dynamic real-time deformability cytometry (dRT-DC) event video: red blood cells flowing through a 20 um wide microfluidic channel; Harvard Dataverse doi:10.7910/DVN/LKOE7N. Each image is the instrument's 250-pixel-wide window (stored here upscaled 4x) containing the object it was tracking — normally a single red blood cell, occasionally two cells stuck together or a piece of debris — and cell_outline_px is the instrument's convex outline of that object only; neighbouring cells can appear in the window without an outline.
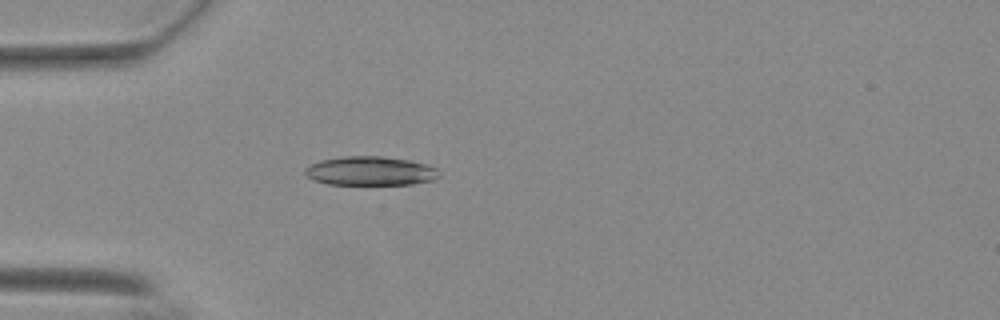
{"species": "Egyptian fruit bat (a non-hibernating species)", "species_latin": "Rousettus aegyptiacus", "temperature_condition": "warm", "stored_images_in_passage": 56, "camera_frame_rate_fps": 3000, "um_per_image_px": 0.085, "animal": {"sex": "female"}, "frame": {"image": 1, "passage_image": 17, "time_ms": 5.333, "image_size_px": [1000, 320], "cell_outline_px": [[440, 176], [432, 180], [412, 184], [328, 184], [312, 180], [304, 172], [304, 168], [312, 164], [324, 160], [344, 156], [380, 156], [408, 160], [428, 164], [436, 168], [440, 172]], "centroid_in_image_um": [31.5, 14.53], "position_along_channel_um": 53.5, "area_um2": 22.54}}
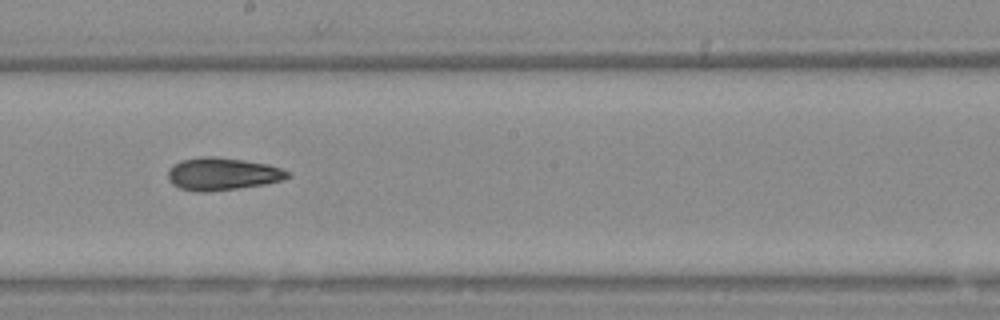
{"frame": {"image": 2, "passage_image": 32, "time_ms": 10.333, "image_size_px": [1000, 320], "cell_outline_px": [[292, 176], [284, 180], [264, 184], [236, 188], [204, 192], [196, 192], [180, 188], [172, 184], [168, 180], [168, 168], [172, 164], [180, 160], [200, 156], [212, 156], [244, 160], [268, 164], [280, 168], [288, 172]], "centroid_in_image_um": [18.87, 14.77], "position_along_channel_um": 229.3, "area_um2": 22.83}}
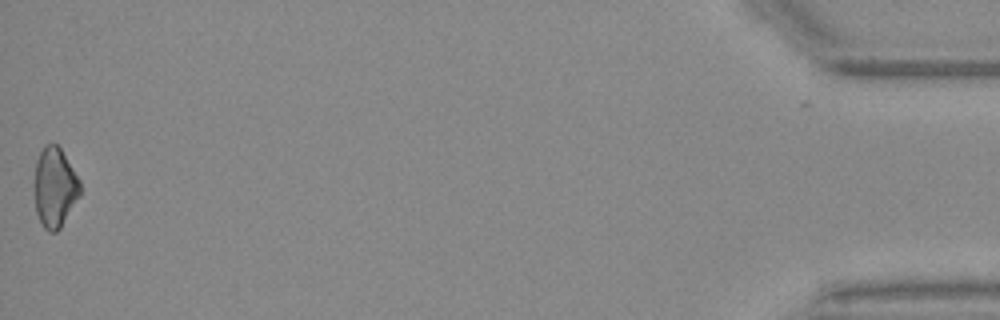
{"frame": {"image": 3, "passage_image": 56, "time_ms": 18.333, "image_size_px": [1000, 320], "cell_outline_px": [[80, 196], [60, 228], [56, 232], [48, 232], [44, 228], [36, 212], [32, 184], [36, 160], [44, 144], [56, 144], [60, 148], [80, 180]], "centroid_in_image_um": [4.62, 15.93], "position_along_channel_um": 430.6, "area_um2": 21.62}, "authors_computed_cell_mechanics": {"area_um2": 22.1374, "velocity_mm_per_s": 3.7038, "shape_relaxation_time_tau1_ms": 6.6395, "shape_relaxation_time_tau2_ms": 4.5021, "deformation_change_tau1": 0.1734, "deformation_change_tau2": 0.1214}}